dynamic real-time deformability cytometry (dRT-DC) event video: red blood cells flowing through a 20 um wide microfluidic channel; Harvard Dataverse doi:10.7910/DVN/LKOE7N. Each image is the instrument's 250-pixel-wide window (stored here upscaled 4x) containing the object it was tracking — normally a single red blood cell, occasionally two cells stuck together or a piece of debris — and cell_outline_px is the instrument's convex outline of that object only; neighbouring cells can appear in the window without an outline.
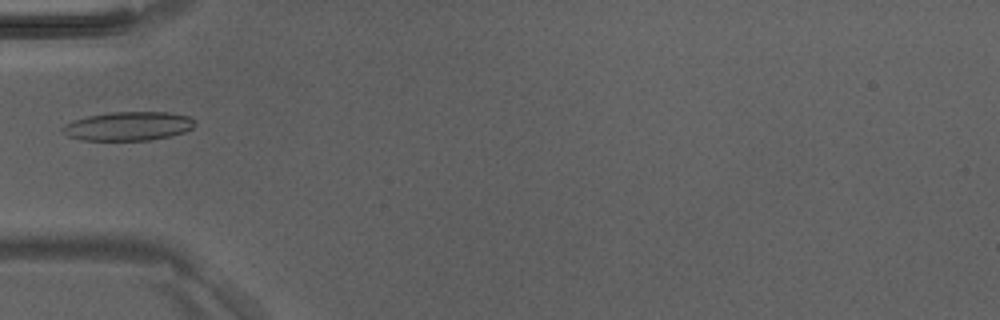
{"species": "Egyptian fruit bat (a non-hibernating species)", "species_latin": "Rousettus aegyptiacus", "temperature_condition": "room temperature", "stored_images_in_passage": 1, "camera_frame_rate_fps": 3000, "um_per_image_px": 0.085, "animal": {"sex": "male"}, "frame": {"image": 1, "passage_image": 1, "time_ms": 0.0, "image_size_px": [1000, 320], "cell_outline_px": [[196, 124], [192, 128], [184, 132], [168, 136], [148, 140], [84, 140], [68, 136], [60, 128], [64, 124], [72, 120], [88, 116], [112, 112], [168, 112], [188, 116]], "centroid_in_image_um": [10.87, 10.72], "position_along_channel_um": 74.1, "area_um2": 22.08}}